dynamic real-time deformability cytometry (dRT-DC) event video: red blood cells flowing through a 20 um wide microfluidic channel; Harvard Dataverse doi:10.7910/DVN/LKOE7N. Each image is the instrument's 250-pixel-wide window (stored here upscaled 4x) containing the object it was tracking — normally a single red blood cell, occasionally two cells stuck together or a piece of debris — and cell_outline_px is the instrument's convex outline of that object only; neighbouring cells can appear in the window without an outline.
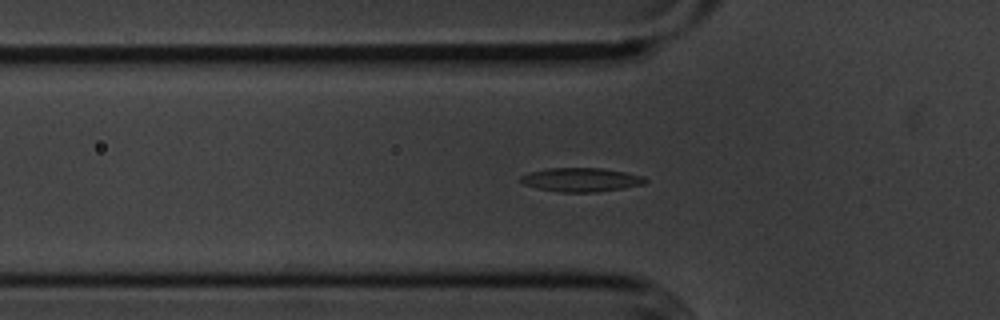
{"species": "common noctule bat (a hibernating species)", "species_latin": "Nyctalus noctula", "temperature_condition": "cold", "stored_images_in_passage": 56, "segment_of_instrument_passage": [1, 2], "camera_frame_rate_fps": 3000, "um_per_image_px": 0.085, "animal": {"sex": "male", "body_mass_g": 20.1, "forearm_length_mm": 53.5}, "frame": {"image": 1, "passage_image": 18, "time_ms": 5.667, "image_size_px": [1000, 320], "cell_outline_px": [[648, 180], [644, 184], [624, 188], [596, 192], [560, 192], [540, 188], [524, 184], [520, 180], [520, 176], [528, 172], [548, 168], [600, 168], [624, 172], [644, 176]], "centroid_in_image_um": [49.41, 15.27], "position_along_channel_um": 76.4, "area_um2": 17.22}}
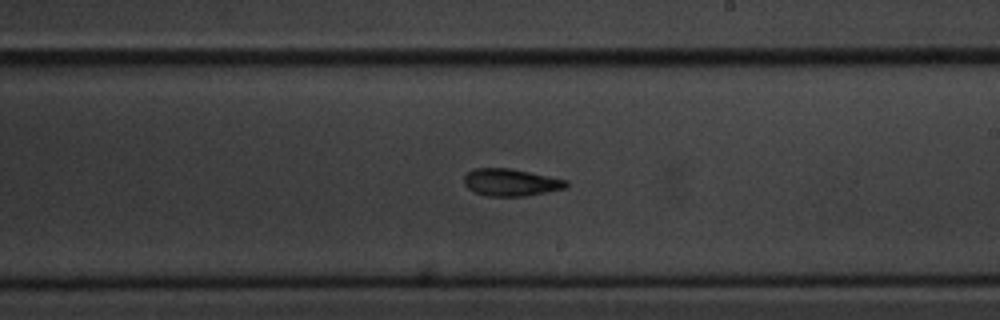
{"frame": {"image": 2, "passage_image": 32, "time_ms": 10.333, "image_size_px": [1000, 320], "cell_outline_px": [[568, 188], [524, 196], [488, 196], [476, 192], [468, 188], [464, 184], [464, 176], [468, 172], [476, 168], [512, 168], [568, 180]], "centroid_in_image_um": [43.45, 15.49], "position_along_channel_um": 245.5, "area_um2": 16.24}}
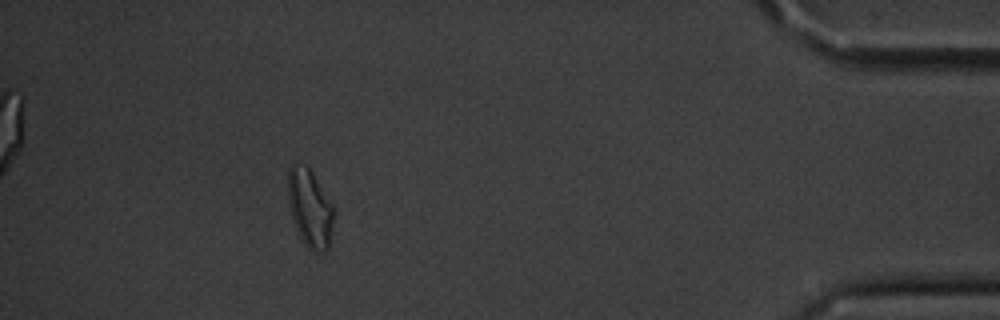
{"frame": {"image": 3, "passage_image": 50, "time_ms": 16.333, "image_size_px": [1000, 320], "cell_outline_px": [[332, 220], [328, 248], [320, 252], [312, 252], [304, 244], [292, 220], [288, 200], [288, 172], [292, 164], [304, 164], [312, 172], [332, 204]], "centroid_in_image_um": [26.3, 17.69], "position_along_channel_um": 408.9, "area_um2": 20.35}}